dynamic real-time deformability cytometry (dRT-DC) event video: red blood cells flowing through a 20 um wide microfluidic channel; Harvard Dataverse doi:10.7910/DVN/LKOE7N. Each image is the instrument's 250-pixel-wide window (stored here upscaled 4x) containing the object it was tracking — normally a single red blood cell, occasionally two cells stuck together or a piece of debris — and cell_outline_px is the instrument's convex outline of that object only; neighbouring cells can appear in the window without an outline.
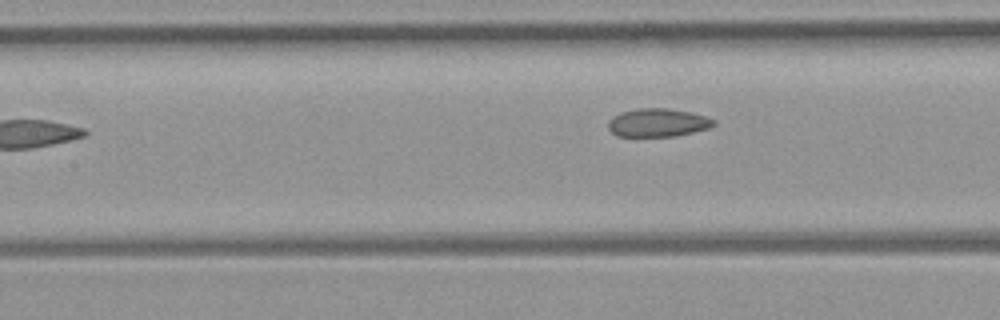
{"species": "common noctule bat (a hibernating species)", "species_latin": "Nyctalus noctula", "temperature_condition": "room temperature", "stored_images_in_passage": 8, "camera_frame_rate_fps": 3000, "um_per_image_px": 0.085, "animal": {"sex": "female", "body_mass_g": 21.9}, "frame": {"image": 1, "passage_image": 7, "time_ms": 7.667, "image_size_px": [1000, 320], "cell_outline_px": [[716, 124], [708, 128], [676, 136], [616, 136], [608, 128], [608, 120], [612, 116], [620, 112], [640, 108], [668, 108], [688, 112], [704, 116], [716, 120]], "centroid_in_image_um": [55.88, 10.42], "position_along_channel_um": 151.5, "area_um2": 17.34}}
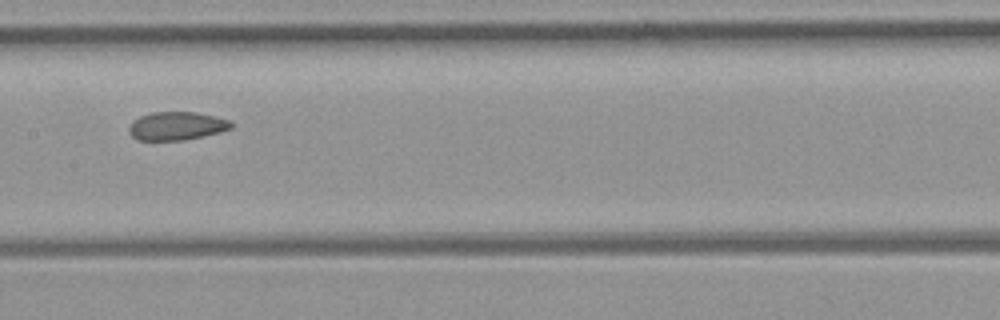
{"frame": {"image": 2, "passage_image": 8, "time_ms": 8.667, "image_size_px": [1000, 320], "cell_outline_px": [[236, 124], [232, 128], [220, 132], [184, 140], [140, 140], [132, 136], [128, 132], [128, 128], [132, 120], [140, 116], [152, 112], [196, 112], [232, 120]], "centroid_in_image_um": [15.04, 10.7], "position_along_channel_um": 192.4, "area_um2": 17.05}}